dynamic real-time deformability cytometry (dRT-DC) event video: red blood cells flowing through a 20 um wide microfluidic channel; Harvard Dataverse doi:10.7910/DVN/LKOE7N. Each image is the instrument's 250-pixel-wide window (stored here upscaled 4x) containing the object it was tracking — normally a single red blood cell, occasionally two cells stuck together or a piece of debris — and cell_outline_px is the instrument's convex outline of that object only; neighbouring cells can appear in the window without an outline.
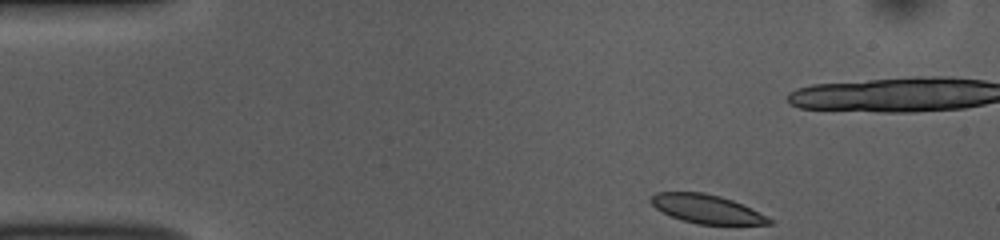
{"species": "common noctule bat (a hibernating species)", "species_latin": "Nyctalus noctula", "temperature_condition": "room temperature", "stored_images_in_passage": 48, "camera_frame_rate_fps": 3000, "um_per_image_px": 0.085, "animal": {"sex": "female", "body_mass_g": 10.0, "forearm_length_mm": 53.1}, "frame": {"image": 1, "passage_image": 1, "time_ms": 0.0, "image_size_px": [1000, 240], "cell_outline_px": [[772, 224], [700, 224], [684, 220], [672, 216], [656, 208], [648, 200], [656, 192], [704, 192], [720, 196], [732, 200], [752, 208], [772, 220]], "centroid_in_image_um": [60.06, 17.74], "position_along_channel_um": 24.9, "area_um2": 19.48}}
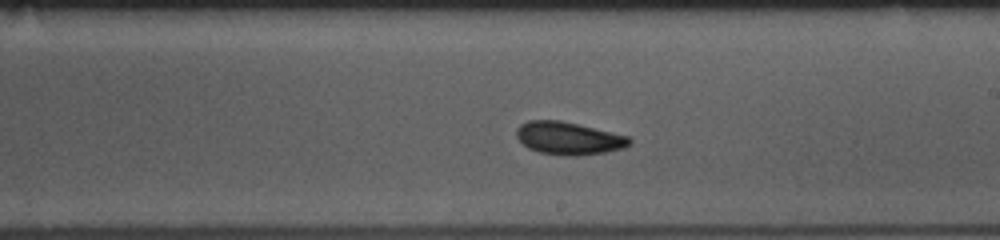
{"frame": {"image": 2, "passage_image": 24, "time_ms": 7.667, "image_size_px": [1000, 240], "cell_outline_px": [[632, 144], [624, 148], [604, 152], [576, 156], [568, 156], [540, 152], [528, 148], [516, 136], [516, 128], [520, 124], [528, 120], [560, 120], [628, 136], [632, 140]], "centroid_in_image_um": [48.33, 11.75], "position_along_channel_um": 240.7, "area_um2": 21.44}}
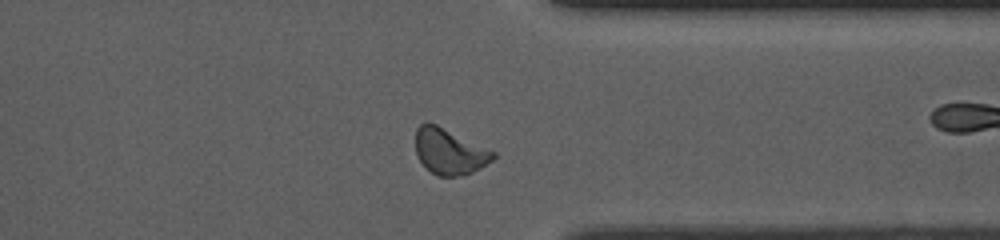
{"frame": {"image": 3, "passage_image": 35, "time_ms": 11.333, "image_size_px": [1000, 240], "cell_outline_px": [[496, 156], [492, 160], [480, 168], [464, 176], [436, 176], [424, 168], [416, 156], [416, 128], [420, 124], [436, 124], [496, 152]], "centroid_in_image_um": [38.19, 12.91], "position_along_channel_um": 373.2, "area_um2": 20.75}, "authors_computed_cell_mechanics": {"area_um2": 21.1259, "velocity_mm_per_s": 3.6926, "shape_relaxation_time_tau1_ms": 2.5089, "shape_relaxation_time_tau2_ms": 2.0831, "deformation_change_tau1": 0.0871, "deformation_change_tau2": 0.0645}}